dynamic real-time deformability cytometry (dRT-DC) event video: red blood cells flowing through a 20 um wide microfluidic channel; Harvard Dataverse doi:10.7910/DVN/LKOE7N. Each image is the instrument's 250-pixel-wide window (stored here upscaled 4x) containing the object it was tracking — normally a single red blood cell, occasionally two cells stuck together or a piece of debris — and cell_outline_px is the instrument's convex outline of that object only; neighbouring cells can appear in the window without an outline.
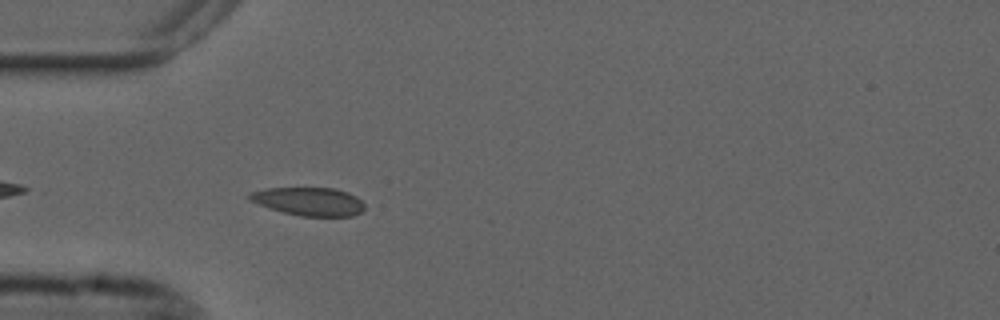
{"species": "common noctule bat (a hibernating species)", "species_latin": "Nyctalus noctula", "temperature_condition": "cold", "stored_images_in_passage": 41, "camera_frame_rate_fps": 3000, "um_per_image_px": 0.085, "animal": {"sex": "male", "forearm_length_mm": 52.5}, "frame": {"image": 1, "passage_image": 4, "time_ms": 1.0, "image_size_px": [1000, 320], "cell_outline_px": [[364, 208], [360, 212], [352, 216], [300, 216], [268, 208], [252, 200], [248, 196], [252, 192], [264, 188], [332, 188], [348, 192], [356, 196], [364, 204]], "centroid_in_image_um": [26.28, 17.12], "position_along_channel_um": 58.7, "area_um2": 18.73}}
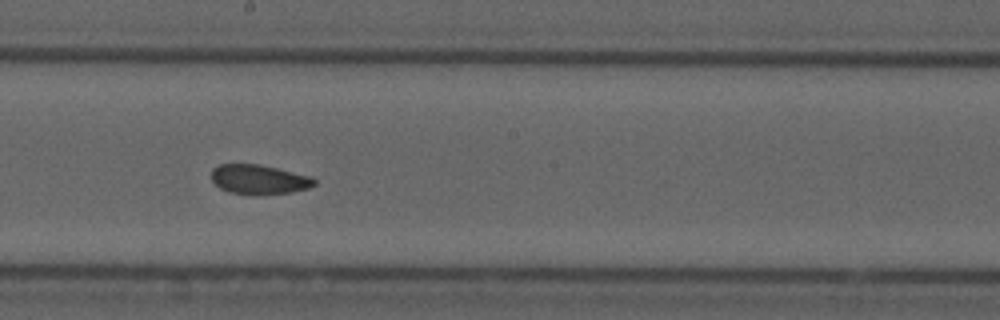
{"frame": {"image": 2, "passage_image": 18, "time_ms": 5.667, "image_size_px": [1000, 320], "cell_outline_px": [[316, 184], [308, 188], [292, 192], [256, 196], [252, 196], [228, 192], [220, 188], [212, 180], [212, 168], [220, 164], [260, 164], [308, 176], [316, 180]], "centroid_in_image_um": [21.98, 15.27], "position_along_channel_um": 226.2, "area_um2": 17.86}}
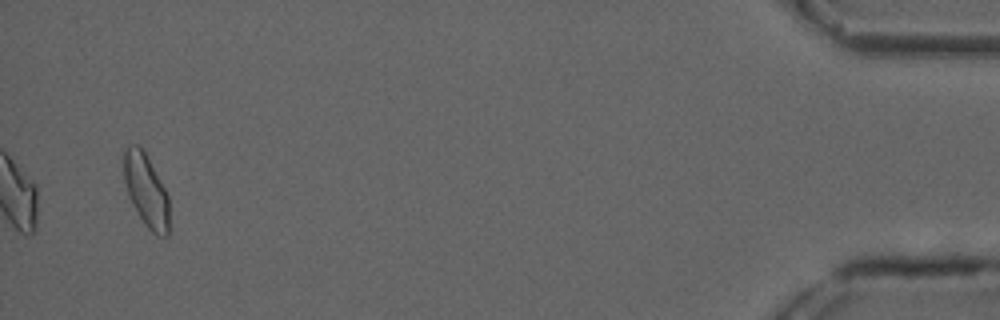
{"frame": {"image": 3, "passage_image": 41, "time_ms": 13.333, "image_size_px": [1000, 320], "cell_outline_px": [[168, 236], [156, 236], [144, 224], [132, 204], [128, 196], [124, 180], [124, 152], [128, 144], [136, 144], [144, 152], [164, 188], [168, 196]], "centroid_in_image_um": [12.4, 16.22], "position_along_channel_um": 422.8, "area_um2": 18.9}, "authors_computed_cell_mechanics": {"area_um2": 18.496, "velocity_mm_per_s": 3.6771, "shape_relaxation_time_tau1_ms": null, "shape_relaxation_time_tau2_ms": 2.5794, "deformation_change_tau1": null, "deformation_change_tau2": 0.0912}}